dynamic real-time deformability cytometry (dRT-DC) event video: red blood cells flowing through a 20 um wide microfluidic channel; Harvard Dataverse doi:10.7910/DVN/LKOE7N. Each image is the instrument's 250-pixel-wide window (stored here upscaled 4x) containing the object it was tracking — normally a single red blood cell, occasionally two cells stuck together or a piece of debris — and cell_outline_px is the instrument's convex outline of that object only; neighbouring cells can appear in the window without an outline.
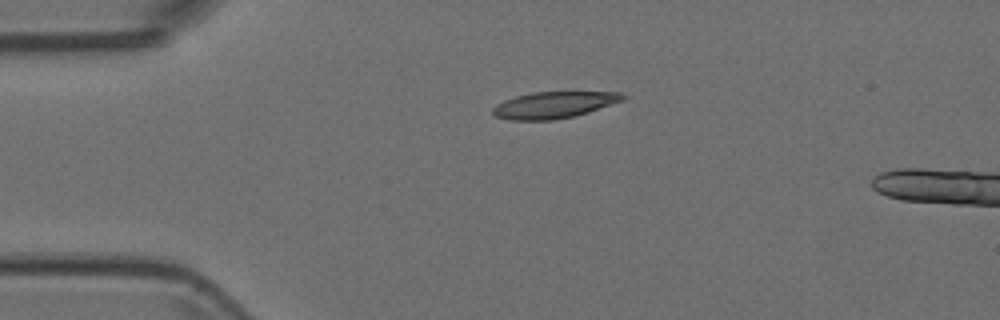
{"species": "Egyptian fruit bat (a non-hibernating species)", "species_latin": "Rousettus aegyptiacus", "temperature_condition": "room temperature", "stored_images_in_passage": 4, "camera_frame_rate_fps": 3000, "um_per_image_px": 0.085, "animal": {"sex": "female"}, "frame": {"image": 1, "passage_image": 1, "time_ms": 0.0, "image_size_px": [1000, 320], "cell_outline_px": [[628, 96], [624, 100], [576, 116], [552, 120], [508, 120], [496, 116], [492, 112], [492, 108], [496, 104], [504, 100], [516, 96], [532, 92], [624, 92]], "centroid_in_image_um": [47.1, 8.91], "position_along_channel_um": 37.9, "area_um2": 20.23}}